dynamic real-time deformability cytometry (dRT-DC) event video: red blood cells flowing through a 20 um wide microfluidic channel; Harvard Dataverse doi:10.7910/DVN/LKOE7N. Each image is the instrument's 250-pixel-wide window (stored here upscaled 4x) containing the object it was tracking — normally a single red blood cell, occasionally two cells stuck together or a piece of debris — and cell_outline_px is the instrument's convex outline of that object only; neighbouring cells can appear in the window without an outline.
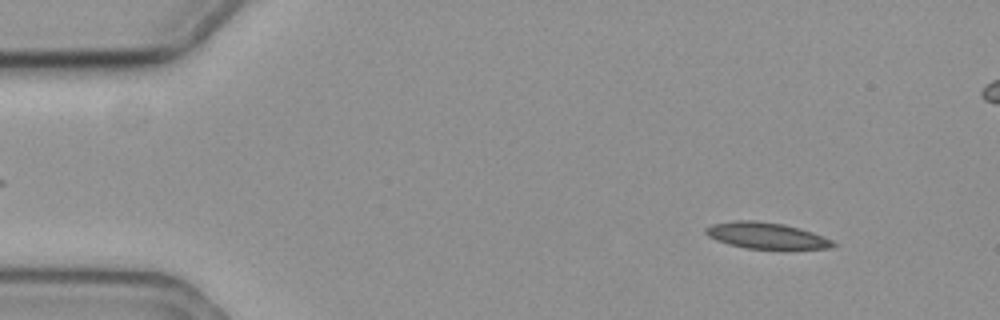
{"species": "common noctule bat (a hibernating species)", "species_latin": "Nyctalus noctula", "temperature_condition": "cold", "stored_images_in_passage": 59, "segment_of_instrument_passage": [1, 2], "camera_frame_rate_fps": 3000, "um_per_image_px": 0.085, "animal": {"sex": "female", "body_mass_g": 19.3, "forearm_length_mm": 54.1}, "frame": {"image": 1, "passage_image": 6, "time_ms": 1.667, "image_size_px": [1000, 320], "cell_outline_px": [[836, 244], [832, 248], [784, 252], [744, 248], [728, 244], [716, 240], [708, 236], [704, 232], [704, 228], [712, 224], [732, 220], [756, 220], [784, 224], [800, 228], [824, 236], [832, 240]], "centroid_in_image_um": [65.2, 20.08], "position_along_channel_um": 19.8, "area_um2": 20.69}}
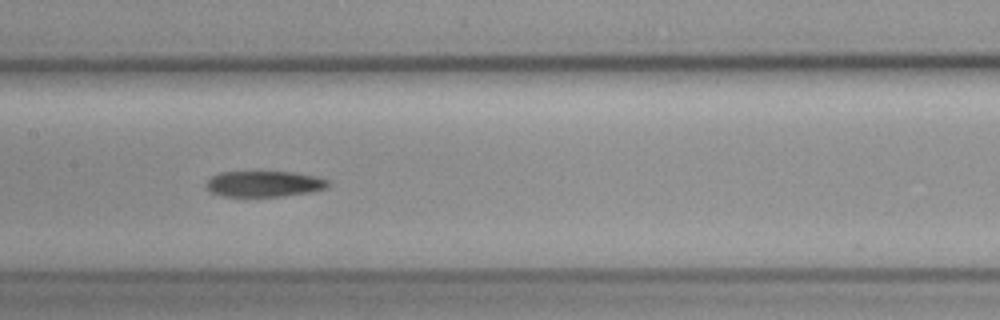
{"frame": {"image": 2, "passage_image": 28, "time_ms": 9.0, "image_size_px": [1000, 320], "cell_outline_px": [[332, 184], [328, 188], [312, 192], [284, 196], [220, 196], [212, 192], [204, 184], [212, 176], [220, 172], [292, 172], [316, 176], [328, 180]], "centroid_in_image_um": [22.5, 15.63], "position_along_channel_um": 184.9, "area_um2": 18.5}}
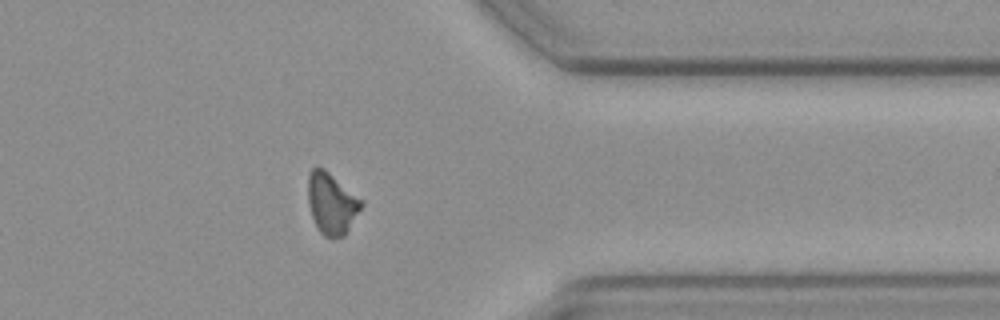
{"frame": {"image": 3, "passage_image": 46, "time_ms": 15.0, "image_size_px": [1000, 320], "cell_outline_px": [[364, 204], [344, 236], [332, 240], [324, 236], [316, 228], [308, 204], [308, 176], [312, 168], [324, 168], [364, 200]], "centroid_in_image_um": [28.2, 17.32], "position_along_channel_um": 383.2, "area_um2": 19.36}}